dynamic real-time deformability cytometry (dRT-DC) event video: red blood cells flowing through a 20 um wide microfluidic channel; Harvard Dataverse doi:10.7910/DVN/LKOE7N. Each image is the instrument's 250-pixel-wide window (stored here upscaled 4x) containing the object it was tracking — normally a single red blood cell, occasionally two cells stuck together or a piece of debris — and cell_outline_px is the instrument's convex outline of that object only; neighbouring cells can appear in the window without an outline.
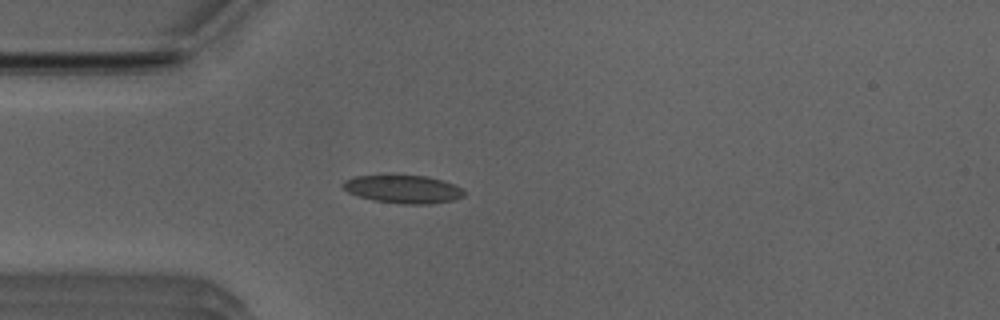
{"species": "Egyptian fruit bat (a non-hibernating species)", "species_latin": "Rousettus aegyptiacus", "temperature_condition": "room temperature", "stored_images_in_passage": 52, "camera_frame_rate_fps": 3000, "um_per_image_px": 0.085, "animal": {"sex": "male"}, "frame": {"image": 1, "passage_image": 14, "time_ms": 4.333, "image_size_px": [1000, 320], "cell_outline_px": [[464, 196], [452, 200], [432, 204], [400, 204], [372, 200], [348, 192], [340, 184], [344, 180], [352, 176], [396, 172], [428, 176], [452, 184], [460, 188], [464, 192]], "centroid_in_image_um": [34.18, 16.02], "position_along_channel_um": 50.8, "area_um2": 20.69}}
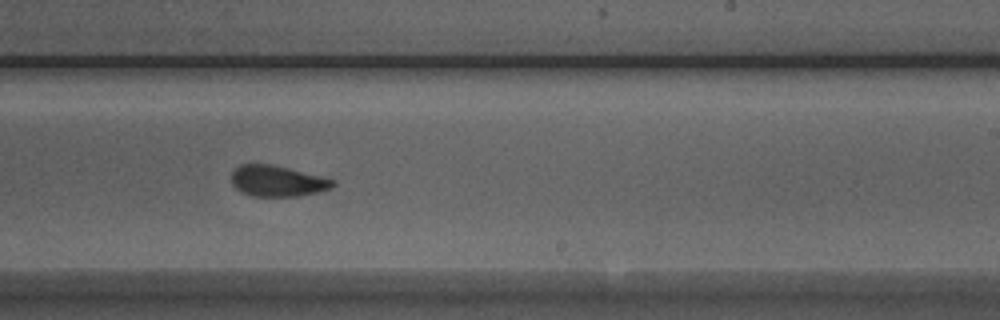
{"frame": {"image": 2, "passage_image": 31, "time_ms": 10.0, "image_size_px": [1000, 320], "cell_outline_px": [[336, 184], [332, 188], [300, 196], [252, 196], [240, 192], [232, 184], [232, 172], [240, 164], [272, 164], [336, 180]], "centroid_in_image_um": [23.57, 15.39], "position_along_channel_um": 265.4, "area_um2": 18.26}}
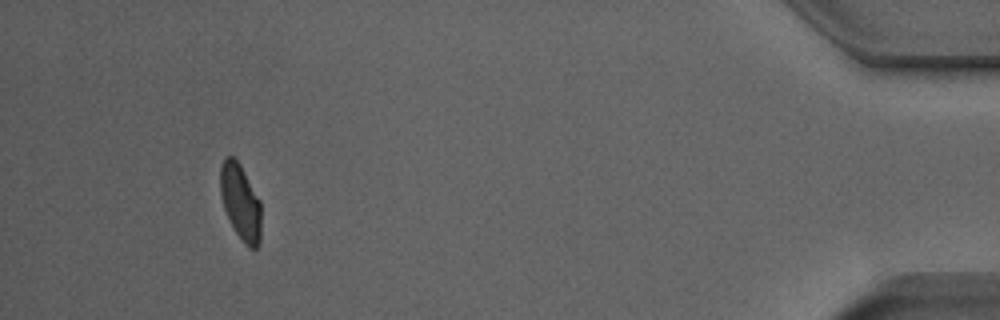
{"frame": {"image": 3, "passage_image": 48, "time_ms": 15.667, "image_size_px": [1000, 320], "cell_outline_px": [[260, 244], [256, 248], [248, 248], [244, 244], [236, 232], [224, 208], [220, 192], [220, 168], [224, 160], [228, 156], [232, 156], [240, 164], [260, 200]], "centroid_in_image_um": [20.45, 17.19], "position_along_channel_um": 414.8, "area_um2": 17.8}, "authors_computed_cell_mechanics": {"area_um2": 18.8428, "velocity_mm_per_s": 3.9301, "shape_relaxation_time_tau1_ms": 8.7207, "shape_relaxation_time_tau2_ms": 1.2556, "deformation_change_tau1": 0.19, "deformation_change_tau2": 0.0735}}